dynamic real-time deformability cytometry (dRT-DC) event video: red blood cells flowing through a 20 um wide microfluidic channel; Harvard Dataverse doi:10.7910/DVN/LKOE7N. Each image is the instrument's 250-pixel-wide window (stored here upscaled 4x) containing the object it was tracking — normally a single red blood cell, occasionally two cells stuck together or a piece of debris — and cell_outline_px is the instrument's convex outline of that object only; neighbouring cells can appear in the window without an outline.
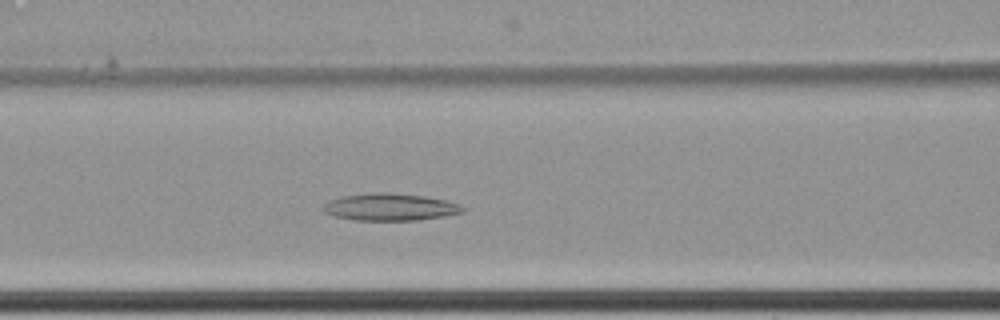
{"species": "common noctule bat (a hibernating species)", "species_latin": "Nyctalus noctula", "temperature_condition": "cold", "stored_images_in_passage": 56, "camera_frame_rate_fps": 3000, "um_per_image_px": 0.085, "animal": {"sex": "female", "body_mass_g": 22.7, "forearm_length_mm": 54.2}, "frame": {"image": 1, "passage_image": 21, "time_ms": 6.667, "image_size_px": [1000, 320], "cell_outline_px": [[464, 212], [444, 216], [420, 220], [356, 220], [336, 216], [324, 212], [320, 208], [328, 200], [344, 196], [372, 192], [388, 192], [424, 196], [444, 200], [456, 204], [464, 208]], "centroid_in_image_um": [33.11, 17.59], "position_along_channel_um": 133.5, "area_um2": 21.96}}
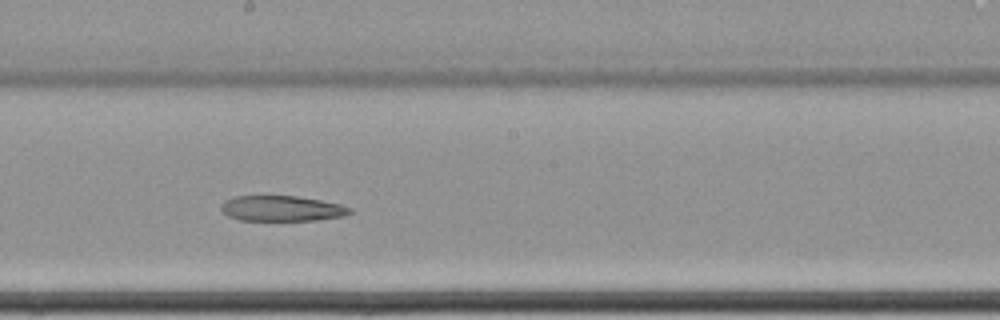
{"frame": {"image": 2, "passage_image": 29, "time_ms": 9.333, "image_size_px": [1000, 320], "cell_outline_px": [[352, 212], [344, 216], [316, 220], [240, 220], [228, 216], [220, 212], [220, 204], [224, 200], [232, 196], [296, 196], [320, 200], [340, 204], [352, 208]], "centroid_in_image_um": [23.9, 17.71], "position_along_channel_um": 224.3, "area_um2": 19.25}}
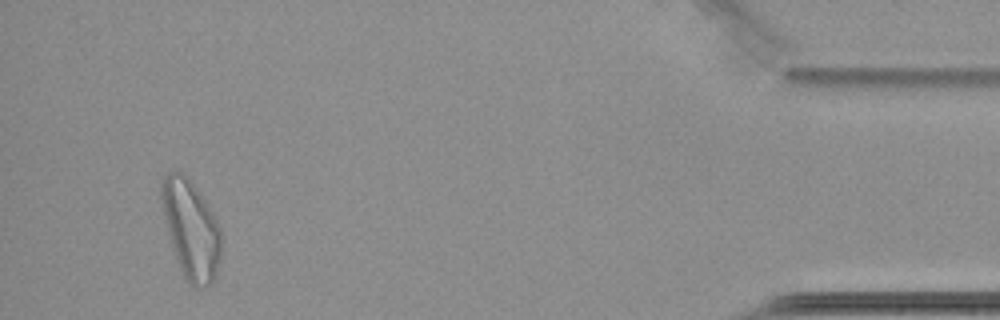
{"frame": {"image": 3, "passage_image": 52, "time_ms": 17.0, "image_size_px": [1000, 320], "cell_outline_px": [[220, 256], [216, 276], [212, 284], [196, 288], [192, 288], [188, 284], [176, 260], [172, 248], [168, 232], [160, 196], [160, 184], [164, 176], [168, 172], [176, 168], [184, 172], [188, 176], [200, 192], [216, 216], [220, 228]], "centroid_in_image_um": [16.22, 19.45], "position_along_channel_um": 419.0, "area_um2": 34.8}}